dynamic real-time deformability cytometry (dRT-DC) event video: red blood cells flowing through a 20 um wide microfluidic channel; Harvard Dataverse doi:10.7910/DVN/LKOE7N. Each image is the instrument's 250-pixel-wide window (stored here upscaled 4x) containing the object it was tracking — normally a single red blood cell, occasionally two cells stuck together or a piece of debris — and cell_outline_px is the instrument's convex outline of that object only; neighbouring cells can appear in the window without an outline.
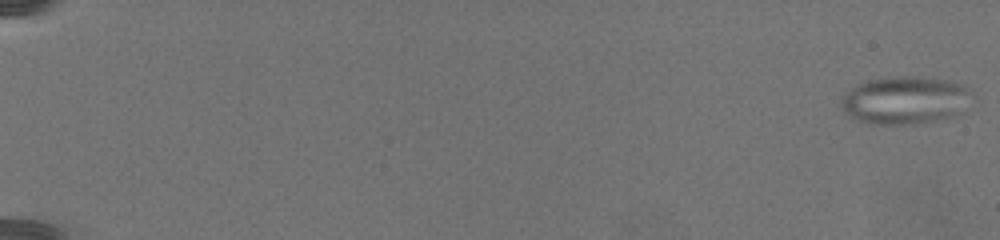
{"species": "common noctule bat (a hibernating species)", "species_latin": "Nyctalus noctula", "temperature_condition": "warm", "stored_images_in_passage": 79, "camera_frame_rate_fps": 3000, "um_per_image_px": 0.085, "animal": {"sex": "female", "body_mass_g": 19.5, "forearm_length_mm": 54.1}, "frame": {"image": 1, "passage_image": 1, "time_ms": 0.0, "image_size_px": [1000, 240], "cell_outline_px": [[968, 92], [960, 112], [952, 116], [936, 120], [916, 124], [868, 124], [848, 116], [840, 108], [840, 100], [852, 88], [868, 80], [900, 76], [912, 76], [948, 80], [960, 84]], "centroid_in_image_um": [76.81, 8.53], "position_along_channel_um": 8.2, "area_um2": 35.6}}
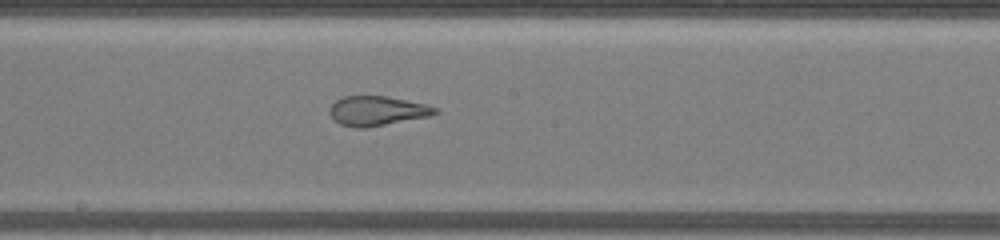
{"frame": {"image": 2, "passage_image": 47, "time_ms": 15.333, "image_size_px": [1000, 240], "cell_outline_px": [[440, 112], [428, 116], [364, 128], [356, 128], [340, 124], [328, 112], [328, 108], [336, 100], [344, 96], [388, 96], [424, 104], [436, 108]], "centroid_in_image_um": [32.01, 9.41], "position_along_channel_um": 216.2, "area_um2": 17.92}}
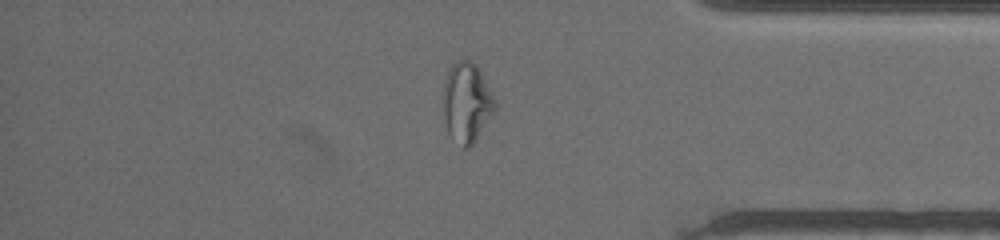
{"frame": {"image": 3, "passage_image": 68, "time_ms": 22.333, "image_size_px": [1000, 240], "cell_outline_px": [[496, 108], [476, 140], [468, 148], [464, 148], [448, 132], [444, 120], [444, 84], [448, 72], [452, 64], [456, 60], [468, 60], [476, 64], [496, 100]], "centroid_in_image_um": [39.68, 8.7], "position_along_channel_um": 395.5, "area_um2": 23.7}}